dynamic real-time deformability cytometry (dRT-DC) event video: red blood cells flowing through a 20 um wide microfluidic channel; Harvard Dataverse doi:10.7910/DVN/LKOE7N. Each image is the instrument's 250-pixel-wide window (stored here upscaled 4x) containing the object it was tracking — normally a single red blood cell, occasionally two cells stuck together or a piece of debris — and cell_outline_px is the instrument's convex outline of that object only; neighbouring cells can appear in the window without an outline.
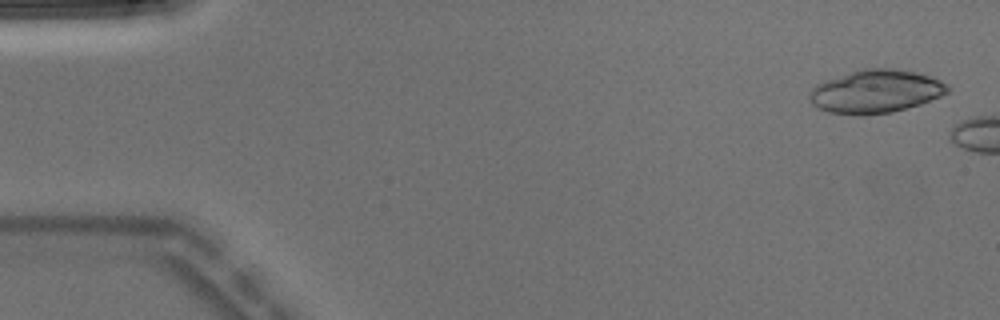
{"species": "Egyptian fruit bat (a non-hibernating species)", "species_latin": "Rousettus aegyptiacus", "temperature_condition": "warm", "stored_images_in_passage": 2, "camera_frame_rate_fps": 3000, "um_per_image_px": 0.085, "animal": {"sex": "male"}, "frame": {"image": 1, "passage_image": 1, "time_ms": 0.0, "image_size_px": [1000, 320], "cell_outline_px": [[948, 92], [940, 96], [920, 104], [892, 112], [864, 116], [856, 116], [828, 112], [816, 108], [812, 104], [808, 96], [812, 88], [816, 84], [824, 80], [860, 68], [892, 68], [916, 72], [940, 80], [948, 84]], "centroid_in_image_um": [74.38, 7.78], "position_along_channel_um": 10.6, "area_um2": 35.14}}